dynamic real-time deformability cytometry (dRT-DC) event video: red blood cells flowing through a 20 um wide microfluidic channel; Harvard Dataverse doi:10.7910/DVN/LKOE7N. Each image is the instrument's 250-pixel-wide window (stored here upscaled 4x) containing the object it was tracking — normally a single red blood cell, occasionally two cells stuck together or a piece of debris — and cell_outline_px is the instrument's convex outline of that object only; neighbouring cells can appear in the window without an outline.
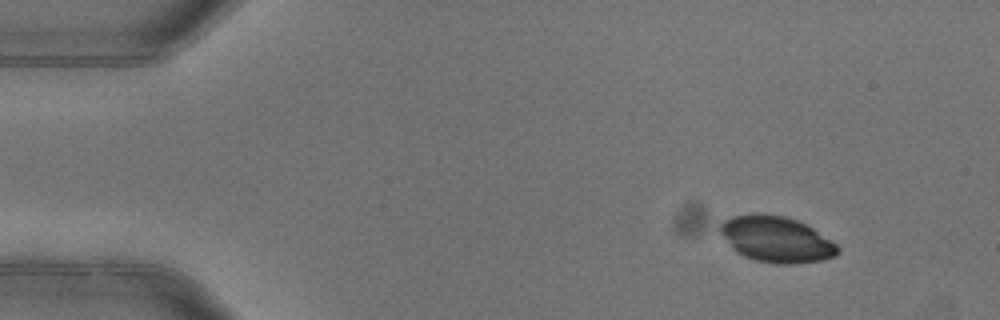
{"species": "common noctule bat (a hibernating species)", "species_latin": "Nyctalus noctula", "temperature_condition": "warm", "stored_images_in_passage": 4, "camera_frame_rate_fps": 3000, "um_per_image_px": 0.085, "animal": {"sex": "female"}, "frame": {"image": 1, "passage_image": 1, "time_ms": 0.0, "image_size_px": [1000, 320], "cell_outline_px": [[840, 252], [836, 256], [820, 260], [792, 264], [776, 264], [756, 260], [744, 256], [736, 252], [732, 248], [720, 232], [720, 224], [724, 220], [732, 216], [784, 216], [796, 220], [812, 228], [836, 244], [840, 248]], "centroid_in_image_um": [66.01, 20.38], "position_along_channel_um": 19.0, "area_um2": 30.63}}